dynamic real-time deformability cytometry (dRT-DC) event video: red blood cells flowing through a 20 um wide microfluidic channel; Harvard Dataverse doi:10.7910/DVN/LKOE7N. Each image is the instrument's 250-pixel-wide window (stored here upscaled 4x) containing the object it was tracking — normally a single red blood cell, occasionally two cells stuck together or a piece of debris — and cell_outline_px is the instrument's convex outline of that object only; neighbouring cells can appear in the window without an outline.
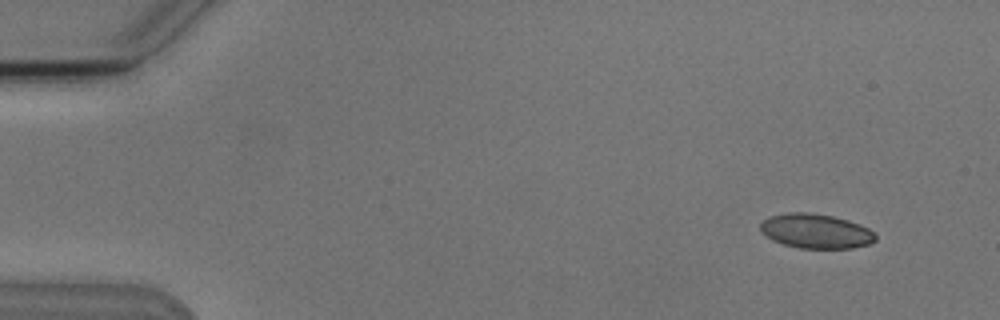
{"species": "Egyptian fruit bat (a non-hibernating species)", "species_latin": "Rousettus aegyptiacus", "temperature_condition": "cold", "stored_images_in_passage": 6, "camera_frame_rate_fps": 3000, "um_per_image_px": 0.085, "animal": {"sex": "male"}, "frame": {"image": 1, "passage_image": 2, "time_ms": 1.333, "image_size_px": [1000, 320], "cell_outline_px": [[876, 240], [868, 244], [852, 248], [800, 248], [784, 244], [772, 240], [760, 232], [760, 224], [768, 216], [788, 212], [808, 212], [832, 216], [848, 220], [868, 228], [876, 236]], "centroid_in_image_um": [69.31, 19.64], "position_along_channel_um": 15.7, "area_um2": 23.12}}